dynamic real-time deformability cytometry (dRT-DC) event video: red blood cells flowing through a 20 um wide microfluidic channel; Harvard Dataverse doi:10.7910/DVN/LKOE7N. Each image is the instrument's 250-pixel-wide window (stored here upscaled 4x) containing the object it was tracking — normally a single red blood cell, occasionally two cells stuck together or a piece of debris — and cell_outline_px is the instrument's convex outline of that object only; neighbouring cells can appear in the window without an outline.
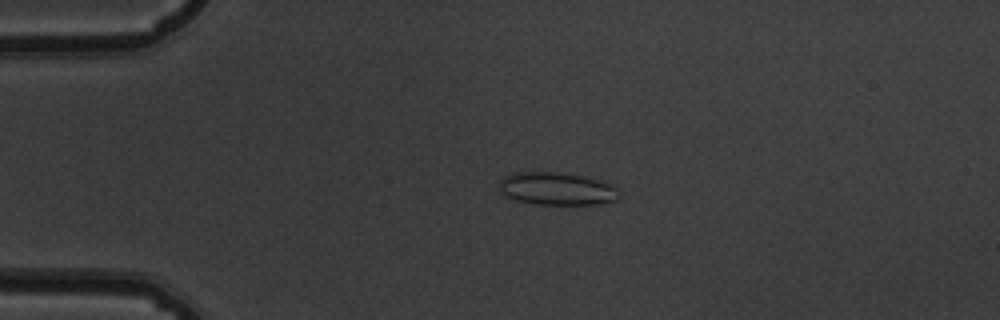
{"species": "common noctule bat (a hibernating species)", "species_latin": "Nyctalus noctula", "temperature_condition": "warm", "stored_images_in_passage": 54, "camera_frame_rate_fps": 3000, "um_per_image_px": 0.085, "animal": {"sex": "male", "body_mass_g": 19.5, "forearm_length_mm": 54.6}, "frame": {"image": 1, "passage_image": 13, "time_ms": 4.0, "image_size_px": [1000, 320], "cell_outline_px": [[620, 196], [616, 200], [600, 204], [540, 204], [516, 200], [504, 196], [500, 188], [500, 180], [504, 176], [516, 172], [556, 172], [584, 176], [600, 180], [616, 188], [620, 192]], "centroid_in_image_um": [47.34, 16.04], "position_along_channel_um": 37.7, "area_um2": 22.77}}
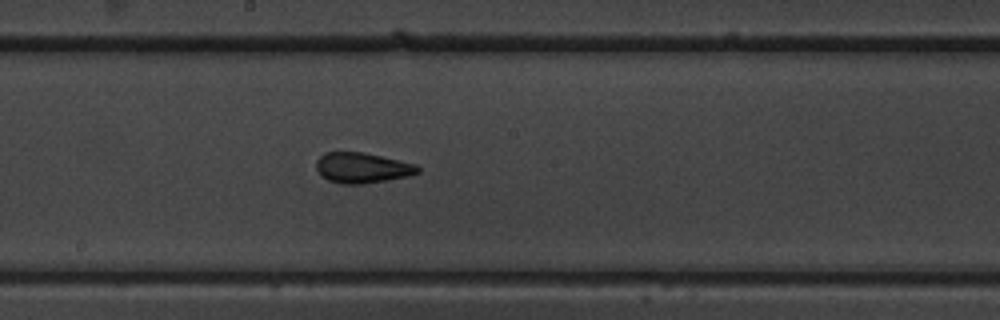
{"frame": {"image": 2, "passage_image": 30, "time_ms": 9.667, "image_size_px": [1000, 320], "cell_outline_px": [[420, 172], [408, 176], [364, 184], [344, 184], [328, 180], [320, 176], [316, 168], [316, 160], [324, 152], [364, 152], [416, 164], [420, 168]], "centroid_in_image_um": [30.77, 14.26], "position_along_channel_um": 217.4, "area_um2": 18.09}}
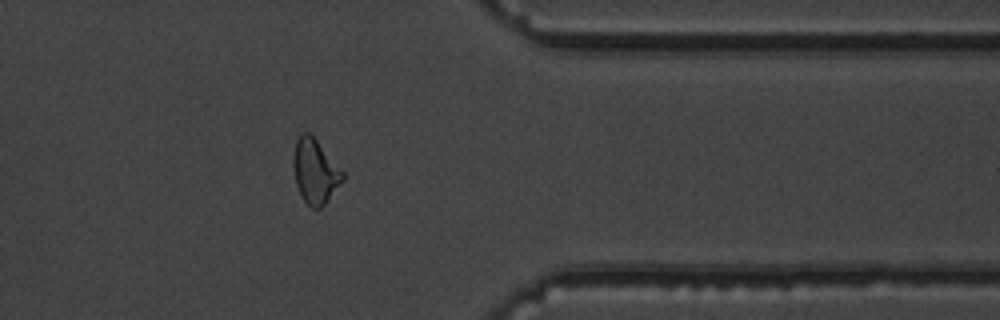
{"frame": {"image": 3, "passage_image": 44, "time_ms": 14.333, "image_size_px": [1000, 320], "cell_outline_px": [[344, 180], [324, 204], [320, 208], [312, 208], [304, 200], [296, 184], [292, 164], [292, 160], [296, 140], [304, 132], [308, 132], [316, 140], [344, 172]], "centroid_in_image_um": [26.78, 14.57], "position_along_channel_um": 384.6, "area_um2": 18.21}, "authors_computed_cell_mechanics": {"area_um2": 18.9295, "velocity_mm_per_s": 3.82, "shape_relaxation_time_tau1_ms": null, "shape_relaxation_time_tau2_ms": 1.9337, "deformation_change_tau1": null, "deformation_change_tau2": 0.0904}}